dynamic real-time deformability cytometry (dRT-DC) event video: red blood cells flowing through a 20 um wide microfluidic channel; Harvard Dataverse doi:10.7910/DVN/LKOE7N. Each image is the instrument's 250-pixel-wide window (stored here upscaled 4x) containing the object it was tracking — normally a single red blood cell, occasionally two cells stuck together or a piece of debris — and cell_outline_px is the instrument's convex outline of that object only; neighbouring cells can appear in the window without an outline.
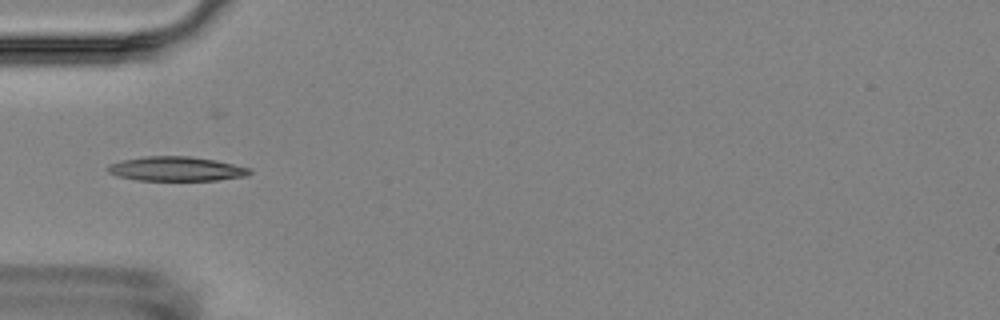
{"species": "Egyptian fruit bat (a non-hibernating species)", "species_latin": "Rousettus aegyptiacus", "temperature_condition": "room temperature", "stored_images_in_passage": 2, "camera_frame_rate_fps": 3000, "um_per_image_px": 0.085, "animal": {"sex": "female"}, "frame": {"image": 1, "passage_image": 2, "time_ms": 1.0, "image_size_px": [1000, 320], "cell_outline_px": [[252, 172], [244, 176], [216, 180], [136, 180], [116, 176], [108, 172], [108, 164], [120, 160], [144, 156], [188, 156], [216, 160], [252, 168]], "centroid_in_image_um": [14.95, 14.34], "position_along_channel_um": 70.0, "area_um2": 20.23}}